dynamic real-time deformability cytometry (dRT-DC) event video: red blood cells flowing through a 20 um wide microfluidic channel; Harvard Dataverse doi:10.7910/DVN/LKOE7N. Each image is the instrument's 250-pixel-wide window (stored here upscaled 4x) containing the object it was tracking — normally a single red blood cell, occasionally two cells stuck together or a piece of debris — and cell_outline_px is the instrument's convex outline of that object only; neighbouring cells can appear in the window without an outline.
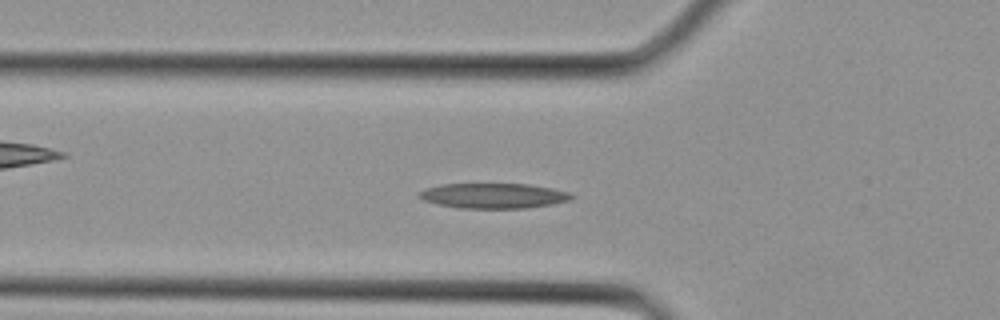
{"species": "Egyptian fruit bat (a non-hibernating species)", "species_latin": "Rousettus aegyptiacus", "temperature_condition": "cold", "stored_images_in_passage": 8, "camera_frame_rate_fps": 3000, "um_per_image_px": 0.085, "animal": {"sex": "female"}, "frame": {"image": 1, "passage_image": 6, "time_ms": 1.667, "image_size_px": [1000, 320], "cell_outline_px": [[572, 200], [552, 204], [524, 208], [456, 208], [436, 204], [424, 200], [416, 196], [416, 192], [424, 188], [440, 184], [528, 184], [552, 188], [568, 192], [572, 196]], "centroid_in_image_um": [41.86, 16.64], "position_along_channel_um": 83.9, "area_um2": 22.48}}